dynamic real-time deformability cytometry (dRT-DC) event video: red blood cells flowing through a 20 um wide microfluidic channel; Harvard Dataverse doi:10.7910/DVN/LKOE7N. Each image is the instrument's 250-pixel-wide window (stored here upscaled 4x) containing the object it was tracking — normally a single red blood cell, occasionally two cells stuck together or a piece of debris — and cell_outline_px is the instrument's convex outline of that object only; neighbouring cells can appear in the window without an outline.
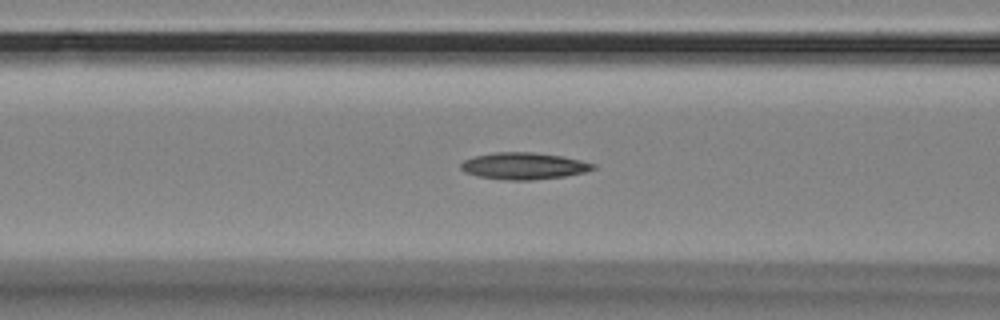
{"species": "Egyptian fruit bat (a non-hibernating species)", "species_latin": "Rousettus aegyptiacus", "temperature_condition": "room temperature", "stored_images_in_passage": 56, "camera_frame_rate_fps": 3000, "um_per_image_px": 0.085, "animal": {"sex": "female"}, "frame": {"image": 1, "passage_image": 22, "time_ms": 7.0, "image_size_px": [1000, 320], "cell_outline_px": [[596, 168], [584, 172], [564, 176], [532, 180], [508, 180], [476, 176], [464, 172], [460, 168], [460, 164], [464, 160], [476, 156], [496, 152], [532, 152], [560, 156], [580, 160], [596, 164]], "centroid_in_image_um": [44.5, 14.11], "position_along_channel_um": 122.1, "area_um2": 20.52}}
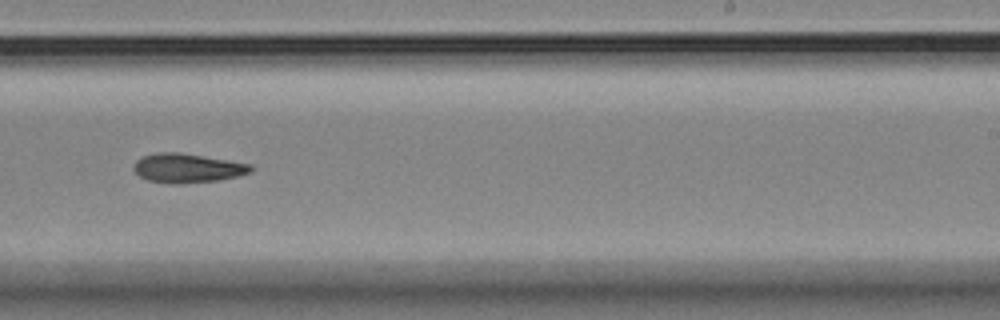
{"frame": {"image": 2, "passage_image": 35, "time_ms": 11.333, "image_size_px": [1000, 320], "cell_outline_px": [[252, 172], [220, 180], [184, 184], [172, 184], [148, 180], [140, 176], [132, 168], [136, 160], [144, 156], [156, 152], [180, 152], [252, 164]], "centroid_in_image_um": [15.93, 14.29], "position_along_channel_um": 273.1, "area_um2": 20.0}}
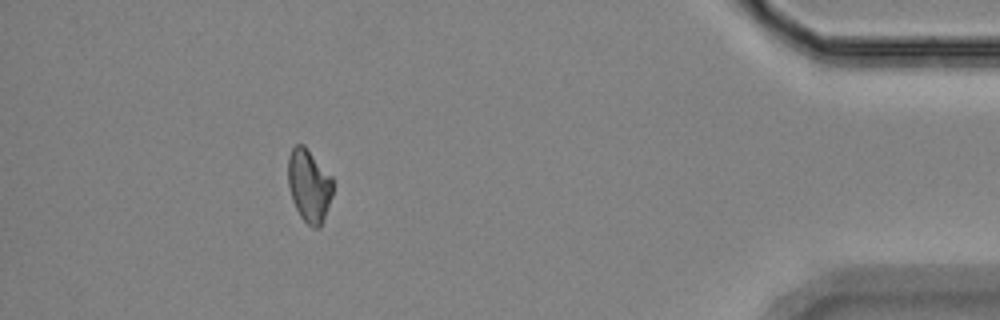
{"frame": {"image": 3, "passage_image": 51, "time_ms": 16.667, "image_size_px": [1000, 320], "cell_outline_px": [[332, 196], [320, 228], [312, 228], [300, 216], [292, 200], [288, 184], [288, 156], [292, 148], [296, 144], [304, 144], [332, 176]], "centroid_in_image_um": [26.26, 15.76], "position_along_channel_um": 408.9, "area_um2": 19.07}, "authors_computed_cell_mechanics": {"area_um2": 19.941, "velocity_mm_per_s": 3.4897, "shape_relaxation_time_tau1_ms": null, "shape_relaxation_time_tau2_ms": 11.0836, "deformation_change_tau1": null, "deformation_change_tau2": 0.1904}}